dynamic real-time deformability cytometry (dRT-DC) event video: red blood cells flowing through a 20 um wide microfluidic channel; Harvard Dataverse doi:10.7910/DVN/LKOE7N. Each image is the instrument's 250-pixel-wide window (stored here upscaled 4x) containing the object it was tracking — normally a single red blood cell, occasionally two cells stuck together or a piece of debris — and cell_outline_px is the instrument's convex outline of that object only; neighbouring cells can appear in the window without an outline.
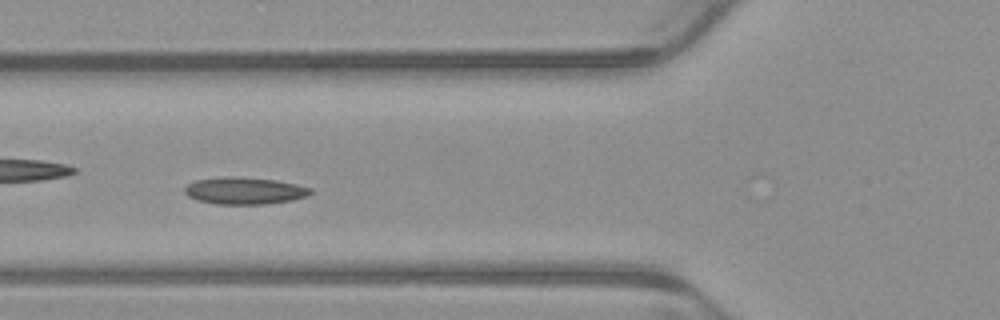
{"species": "common noctule bat (a hibernating species)", "species_latin": "Nyctalus noctula", "temperature_condition": "warm", "stored_images_in_passage": 5, "camera_frame_rate_fps": 3000, "um_per_image_px": 0.085, "animal": {"sex": "male", "body_mass_g": 23.1, "forearm_length_mm": 52.7}, "frame": {"image": 1, "passage_image": 3, "time_ms": 0.667, "image_size_px": [1000, 320], "cell_outline_px": [[312, 192], [308, 196], [292, 200], [264, 204], [216, 204], [196, 200], [188, 196], [184, 192], [184, 188], [188, 184], [196, 180], [224, 176], [232, 176], [276, 180], [296, 184], [312, 188]], "centroid_in_image_um": [20.78, 16.21], "position_along_channel_um": 105.0, "area_um2": 19.88}}
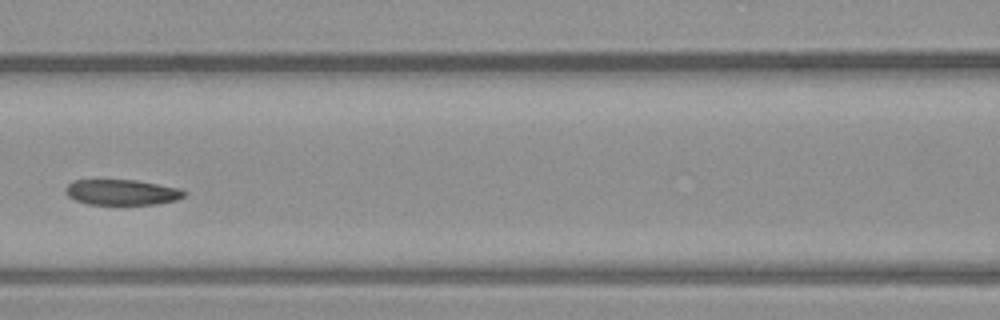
{"frame": {"image": 2, "passage_image": 4, "time_ms": 1.0, "image_size_px": [1000, 320], "cell_outline_px": [[188, 192], [184, 196], [176, 200], [156, 204], [88, 204], [76, 200], [68, 196], [64, 192], [64, 188], [72, 180], [136, 180], [180, 188]], "centroid_in_image_um": [10.35, 16.33], "position_along_channel_um": 156.2, "area_um2": 17.69}}
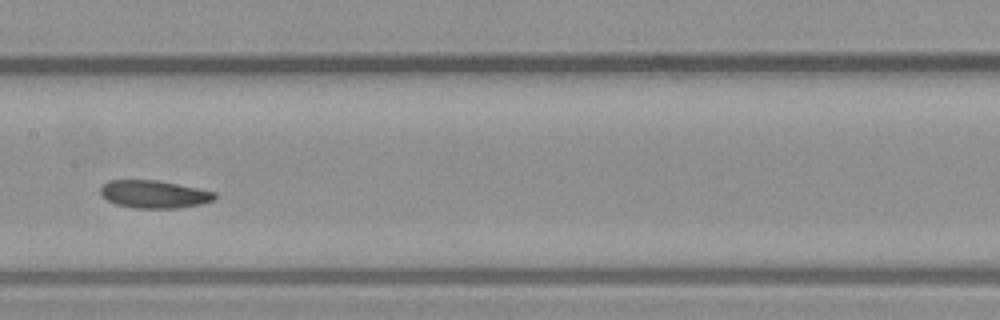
{"frame": {"image": 3, "passage_image": 5, "time_ms": 1.333, "image_size_px": [1000, 320], "cell_outline_px": [[216, 196], [212, 200], [200, 204], [176, 208], [136, 208], [116, 204], [108, 200], [100, 192], [100, 188], [108, 180], [156, 180], [216, 192]], "centroid_in_image_um": [13.08, 16.5], "position_along_channel_um": 194.3, "area_um2": 18.15}}